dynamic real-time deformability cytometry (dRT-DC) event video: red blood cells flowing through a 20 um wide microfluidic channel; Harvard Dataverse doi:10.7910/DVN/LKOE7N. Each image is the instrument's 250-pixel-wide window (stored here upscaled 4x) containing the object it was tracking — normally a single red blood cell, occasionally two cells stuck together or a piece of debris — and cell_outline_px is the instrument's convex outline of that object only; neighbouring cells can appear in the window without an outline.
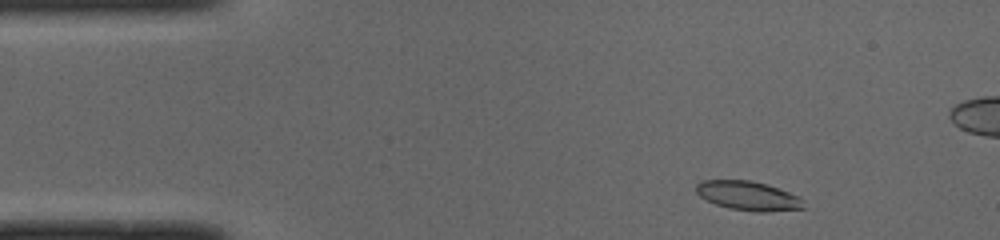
{"species": "common noctule bat (a hibernating species)", "species_latin": "Nyctalus noctula", "temperature_condition": "cold", "stored_images_in_passage": 48, "camera_frame_rate_fps": 3000, "um_per_image_px": 0.085, "animal": {"sex": "male", "body_mass_g": 19.0, "forearm_length_mm": 50.8}, "frame": {"image": 1, "passage_image": 3, "time_ms": 0.667, "image_size_px": [1000, 240], "cell_outline_px": [[804, 208], [764, 212], [756, 212], [728, 208], [716, 204], [700, 196], [696, 192], [696, 184], [700, 180], [748, 180], [768, 184], [780, 188], [800, 196], [804, 200]], "centroid_in_image_um": [63.62, 16.63], "position_along_channel_um": 21.4, "area_um2": 18.44}}
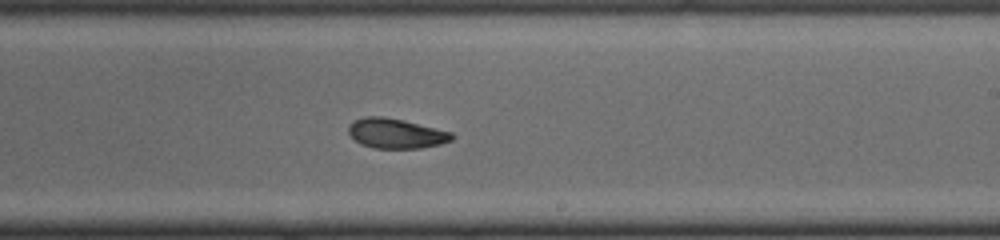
{"frame": {"image": 2, "passage_image": 26, "time_ms": 8.333, "image_size_px": [1000, 240], "cell_outline_px": [[456, 136], [452, 140], [440, 144], [420, 148], [372, 148], [360, 144], [348, 132], [348, 124], [352, 120], [364, 116], [384, 116], [404, 120], [452, 132]], "centroid_in_image_um": [33.64, 11.33], "position_along_channel_um": 255.4, "area_um2": 18.21}}
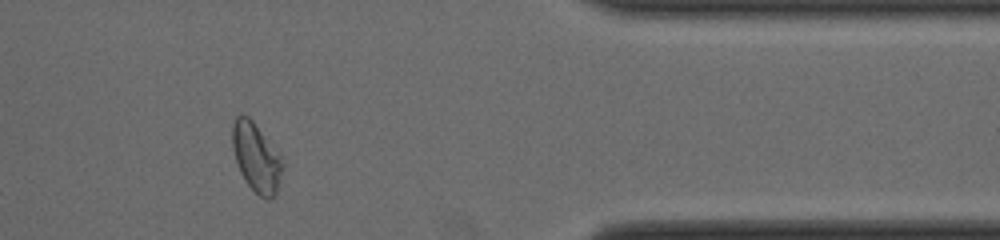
{"frame": {"image": 3, "passage_image": 38, "time_ms": 12.333, "image_size_px": [1000, 240], "cell_outline_px": [[284, 168], [276, 192], [268, 200], [260, 196], [244, 180], [240, 172], [232, 148], [232, 124], [236, 116], [248, 116], [252, 120], [280, 156], [284, 164]], "centroid_in_image_um": [21.77, 13.39], "position_along_channel_um": 389.6, "area_um2": 19.77}, "authors_computed_cell_mechanics": {"area_um2": 18.7272, "velocity_mm_per_s": 3.9676, "shape_relaxation_time_tau1_ms": 4.3198, "shape_relaxation_time_tau2_ms": 4.3758, "deformation_change_tau1": 0.1162, "deformation_change_tau2": 0.0964}}